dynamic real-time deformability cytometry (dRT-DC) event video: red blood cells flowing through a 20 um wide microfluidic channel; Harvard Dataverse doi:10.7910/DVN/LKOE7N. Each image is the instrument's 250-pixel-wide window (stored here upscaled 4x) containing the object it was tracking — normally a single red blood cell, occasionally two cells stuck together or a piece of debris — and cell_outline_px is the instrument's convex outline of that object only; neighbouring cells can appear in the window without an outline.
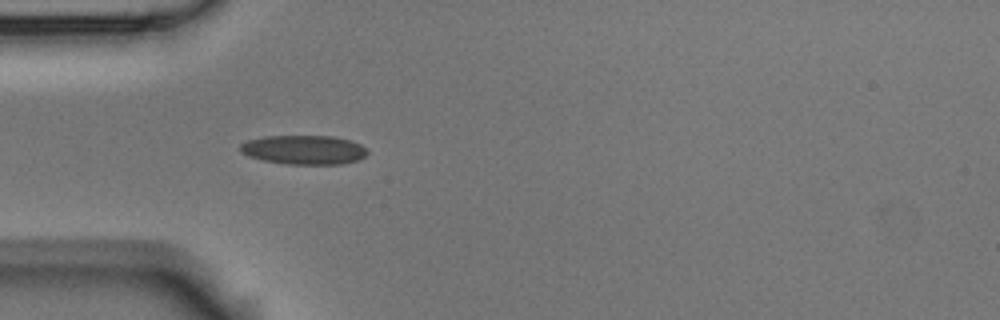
{"species": "Egyptian fruit bat (a non-hibernating species)", "species_latin": "Rousettus aegyptiacus", "temperature_condition": "room temperature", "stored_images_in_passage": 3, "camera_frame_rate_fps": 3000, "um_per_image_px": 0.085, "animal": {"sex": "male"}, "frame": {"image": 1, "passage_image": 3, "time_ms": 0.667, "image_size_px": [1000, 320], "cell_outline_px": [[368, 152], [364, 156], [356, 160], [340, 164], [288, 164], [264, 160], [248, 156], [240, 152], [240, 144], [248, 140], [264, 136], [332, 136], [352, 140], [360, 144]], "centroid_in_image_um": [25.81, 12.72], "position_along_channel_um": 59.2, "area_um2": 21.5}}